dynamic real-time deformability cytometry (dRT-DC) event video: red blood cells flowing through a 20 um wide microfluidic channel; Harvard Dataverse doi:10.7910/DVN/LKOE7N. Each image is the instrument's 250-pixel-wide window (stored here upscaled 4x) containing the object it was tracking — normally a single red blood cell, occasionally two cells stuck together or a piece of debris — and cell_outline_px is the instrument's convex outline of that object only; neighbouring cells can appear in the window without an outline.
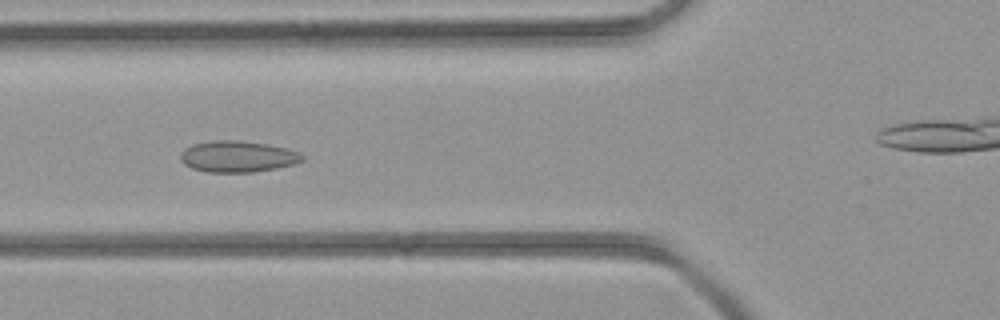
{"species": "common noctule bat (a hibernating species)", "species_latin": "Nyctalus noctula", "temperature_condition": "room temperature", "stored_images_in_passage": 39, "camera_frame_rate_fps": 3000, "um_per_image_px": 0.085, "animal": {"sex": "female", "body_mass_g": 21.9}, "frame": {"image": 1, "passage_image": 10, "time_ms": 3.0, "image_size_px": [1000, 320], "cell_outline_px": [[304, 160], [292, 164], [276, 168], [252, 172], [208, 172], [192, 168], [184, 164], [180, 160], [180, 156], [184, 148], [192, 144], [216, 140], [236, 140], [268, 144], [300, 152], [304, 156]], "centroid_in_image_um": [20.18, 13.3], "position_along_channel_um": 105.6, "area_um2": 22.14}}
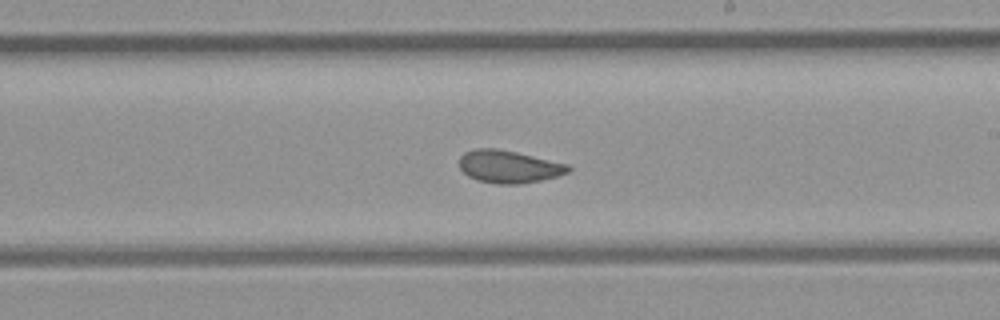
{"frame": {"image": 2, "passage_image": 19, "time_ms": 6.0, "image_size_px": [1000, 320], "cell_outline_px": [[572, 168], [568, 172], [556, 176], [540, 180], [520, 184], [496, 184], [476, 180], [468, 176], [460, 168], [460, 156], [464, 152], [476, 148], [496, 148], [516, 152], [568, 164]], "centroid_in_image_um": [43.22, 14.16], "position_along_channel_um": 245.8, "area_um2": 20.63}}
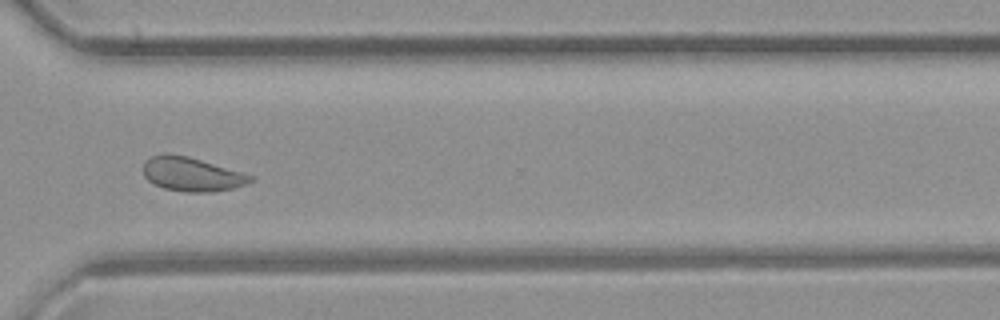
{"frame": {"image": 3, "passage_image": 26, "time_ms": 8.333, "image_size_px": [1000, 320], "cell_outline_px": [[256, 176], [252, 180], [244, 184], [232, 188], [208, 192], [184, 192], [164, 188], [148, 180], [144, 176], [144, 160], [152, 156], [164, 152], [168, 152], [188, 156]], "centroid_in_image_um": [16.27, 14.79], "position_along_channel_um": 354.3, "area_um2": 21.21}}